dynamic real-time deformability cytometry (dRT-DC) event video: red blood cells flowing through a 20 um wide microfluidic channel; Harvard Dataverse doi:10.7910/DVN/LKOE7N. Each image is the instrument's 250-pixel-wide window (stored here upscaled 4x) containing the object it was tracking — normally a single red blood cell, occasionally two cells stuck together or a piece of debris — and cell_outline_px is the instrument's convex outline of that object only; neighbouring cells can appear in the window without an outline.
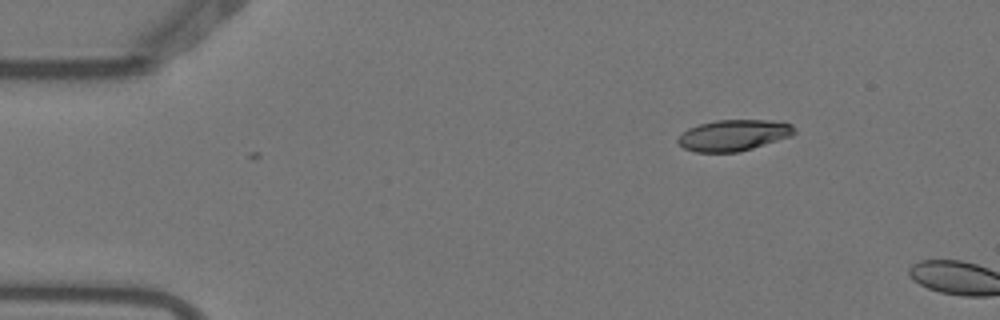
{"species": "Egyptian fruit bat (a non-hibernating species)", "species_latin": "Rousettus aegyptiacus", "temperature_condition": "warm", "stored_images_in_passage": 4, "camera_frame_rate_fps": 3000, "um_per_image_px": 0.085, "animal": {"sex": "female"}, "frame": {"image": 1, "passage_image": 3, "time_ms": 0.667, "image_size_px": [1000, 320], "cell_outline_px": [[796, 132], [792, 136], [752, 148], [736, 152], [696, 152], [684, 148], [676, 140], [688, 128], [700, 124], [716, 120], [768, 120], [792, 124], [796, 128]], "centroid_in_image_um": [62.38, 11.49], "position_along_channel_um": 22.6, "area_um2": 20.98}}